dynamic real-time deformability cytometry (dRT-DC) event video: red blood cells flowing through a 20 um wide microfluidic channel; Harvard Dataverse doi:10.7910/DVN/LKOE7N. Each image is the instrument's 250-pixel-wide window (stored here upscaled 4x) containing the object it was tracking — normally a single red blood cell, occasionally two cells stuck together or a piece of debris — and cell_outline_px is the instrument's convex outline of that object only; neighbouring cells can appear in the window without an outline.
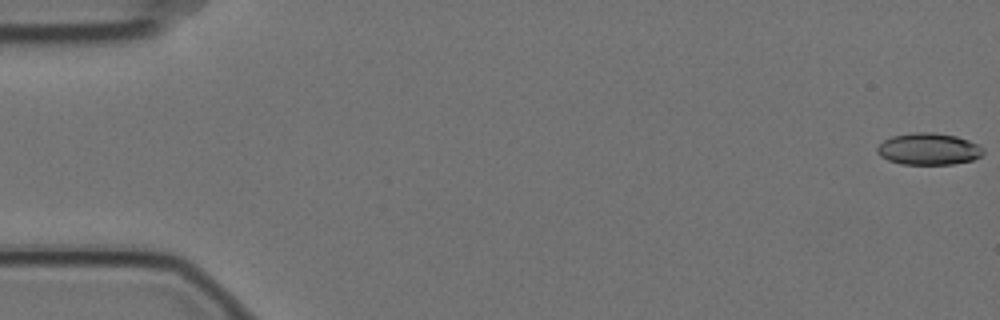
{"species": "Egyptian fruit bat (a non-hibernating species)", "species_latin": "Rousettus aegyptiacus", "temperature_condition": "cold", "stored_images_in_passage": 5, "camera_frame_rate_fps": 3000, "um_per_image_px": 0.085, "animal": {"sex": "female"}, "frame": {"image": 1, "passage_image": 1, "time_ms": 0.0, "image_size_px": [1000, 320], "cell_outline_px": [[984, 152], [980, 156], [972, 160], [952, 164], [900, 164], [888, 160], [880, 156], [876, 152], [876, 148], [884, 140], [892, 136], [912, 132], [932, 132], [956, 136], [968, 140], [984, 148]], "centroid_in_image_um": [78.91, 12.66], "position_along_channel_um": 6.1, "area_um2": 19.65}}
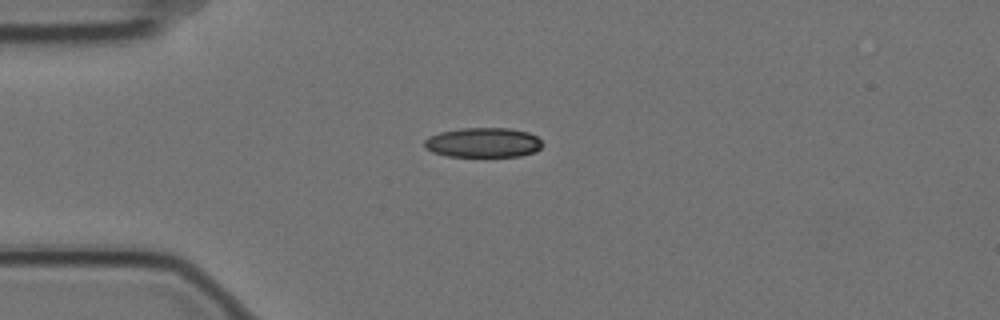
{"frame": {"image": 2, "passage_image": 5, "time_ms": 1.333, "image_size_px": [1000, 320], "cell_outline_px": [[544, 144], [536, 152], [520, 156], [448, 156], [432, 152], [424, 148], [424, 140], [428, 136], [440, 132], [460, 128], [508, 128], [528, 132], [536, 136]], "centroid_in_image_um": [41.06, 12.11], "position_along_channel_um": 43.9, "area_um2": 20.58}}